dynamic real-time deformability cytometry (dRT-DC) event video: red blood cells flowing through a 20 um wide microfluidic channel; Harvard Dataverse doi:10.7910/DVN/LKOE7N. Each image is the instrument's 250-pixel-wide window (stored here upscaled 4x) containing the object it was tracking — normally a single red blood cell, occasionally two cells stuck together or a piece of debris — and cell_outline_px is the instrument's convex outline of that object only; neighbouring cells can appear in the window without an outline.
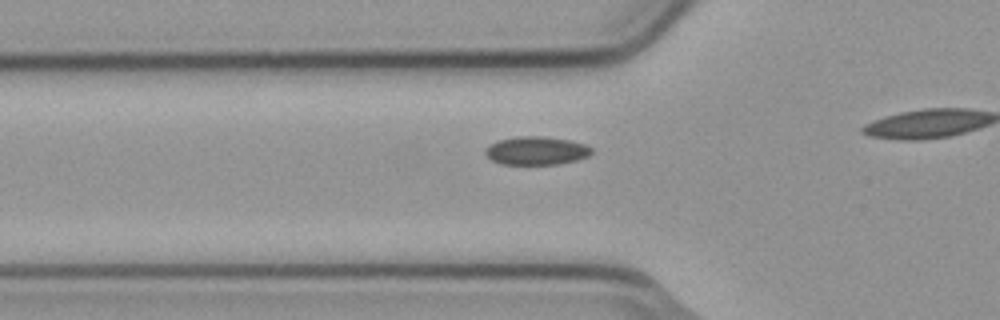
{"species": "common noctule bat (a hibernating species)", "species_latin": "Nyctalus noctula", "temperature_condition": "cold", "stored_images_in_passage": 17, "camera_frame_rate_fps": 3000, "um_per_image_px": 0.085, "animal": {"sex": "male", "body_mass_g": 23.1, "forearm_length_mm": 52.7}, "frame": {"image": 1, "passage_image": 12, "time_ms": 3.667, "image_size_px": [1000, 320], "cell_outline_px": [[592, 152], [588, 156], [576, 160], [556, 164], [500, 164], [492, 160], [484, 152], [492, 144], [500, 140], [520, 136], [544, 136], [572, 140], [584, 144], [592, 148]], "centroid_in_image_um": [45.63, 12.8], "position_along_channel_um": 80.2, "area_um2": 17.34}}
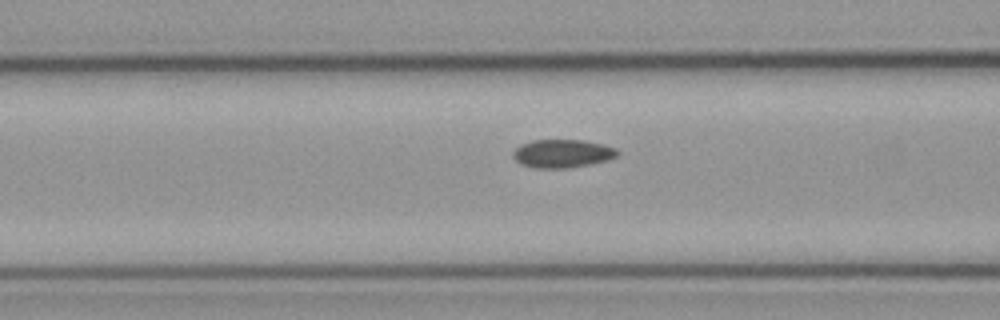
{"frame": {"image": 2, "passage_image": 15, "time_ms": 4.667, "image_size_px": [1000, 320], "cell_outline_px": [[620, 152], [616, 156], [608, 160], [592, 164], [568, 168], [536, 168], [520, 164], [512, 156], [512, 152], [520, 144], [532, 140], [584, 140], [604, 144], [616, 148]], "centroid_in_image_um": [47.81, 13.05], "position_along_channel_um": 118.8, "area_um2": 17.4}}